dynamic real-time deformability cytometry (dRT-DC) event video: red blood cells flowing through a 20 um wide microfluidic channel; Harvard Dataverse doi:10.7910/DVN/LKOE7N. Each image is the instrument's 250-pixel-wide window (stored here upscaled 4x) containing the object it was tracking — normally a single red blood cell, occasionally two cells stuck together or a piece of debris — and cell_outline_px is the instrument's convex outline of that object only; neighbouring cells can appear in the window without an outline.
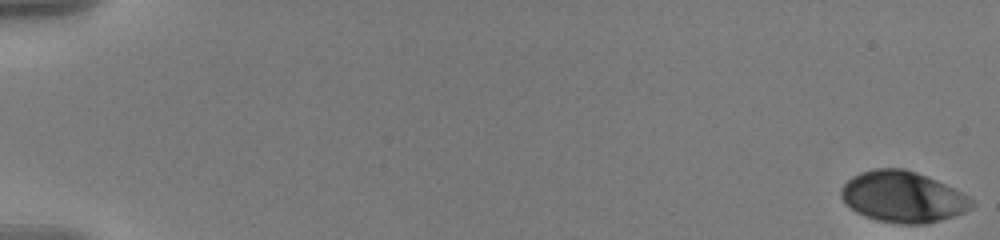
{"species": "human", "species_latin": "Homo sapiens", "temperature_condition": "warm", "stored_images_in_passage": 7, "camera_frame_rate_fps": 3000, "um_per_image_px": 0.085, "donor": {"sex": "male"}, "frame": {"image": 1, "passage_image": 1, "time_ms": 0.0, "image_size_px": [1000, 240], "cell_outline_px": [[976, 204], [972, 208], [964, 212], [940, 220], [924, 224], [900, 224], [876, 220], [864, 216], [856, 212], [840, 196], [840, 188], [852, 176], [860, 172], [876, 168], [904, 168], [916, 172], [936, 180], [964, 192]], "centroid_in_image_um": [76.75, 16.73], "position_along_channel_um": 8.2, "area_um2": 38.96}}